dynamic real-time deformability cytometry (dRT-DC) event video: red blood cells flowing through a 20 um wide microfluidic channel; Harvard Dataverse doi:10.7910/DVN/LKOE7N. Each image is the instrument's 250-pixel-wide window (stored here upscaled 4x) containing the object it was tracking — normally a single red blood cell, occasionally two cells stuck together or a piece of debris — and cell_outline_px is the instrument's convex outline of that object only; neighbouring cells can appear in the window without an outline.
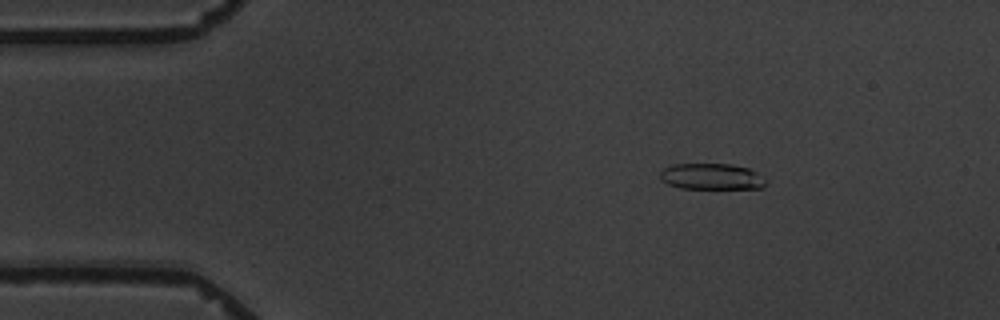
{"species": "common noctule bat (a hibernating species)", "species_latin": "Nyctalus noctula", "temperature_condition": "warm", "stored_images_in_passage": 13, "camera_frame_rate_fps": 3000, "um_per_image_px": 0.085, "animal": {"sex": "male", "body_mass_g": 19.5, "forearm_length_mm": 54.6}, "frame": {"image": 1, "passage_image": 3, "time_ms": 2.667, "image_size_px": [1000, 320], "cell_outline_px": [[768, 184], [764, 188], [680, 188], [668, 184], [660, 180], [660, 172], [664, 168], [672, 164], [732, 164], [748, 168], [756, 172], [768, 180]], "centroid_in_image_um": [60.51, 15.01], "position_along_channel_um": 24.5, "area_um2": 16.24}}
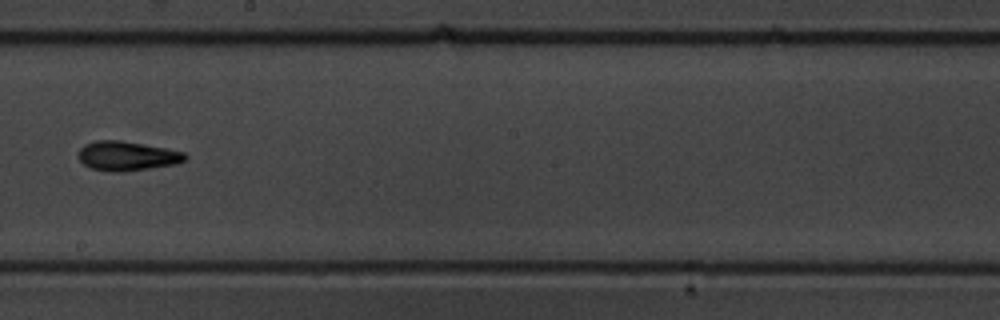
{"frame": {"image": 2, "passage_image": 9, "time_ms": 10.667, "image_size_px": [1000, 320], "cell_outline_px": [[188, 160], [176, 164], [124, 172], [116, 172], [92, 168], [84, 164], [80, 160], [80, 148], [84, 144], [96, 140], [120, 140], [164, 148], [184, 152], [188, 156]], "centroid_in_image_um": [10.84, 13.25], "position_along_channel_um": 237.4, "area_um2": 18.15}}
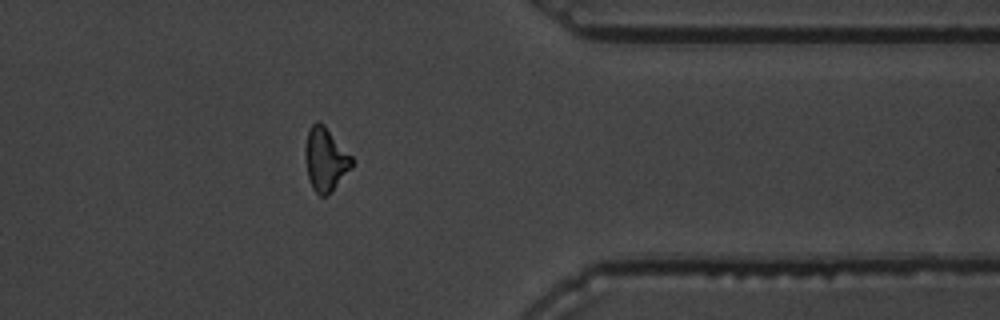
{"frame": {"image": 3, "passage_image": 13, "time_ms": 15.333, "image_size_px": [1000, 320], "cell_outline_px": [[352, 168], [324, 196], [320, 196], [312, 188], [308, 176], [304, 156], [304, 148], [308, 132], [312, 124], [316, 120], [320, 120], [324, 124], [352, 156]], "centroid_in_image_um": [27.64, 13.49], "position_along_channel_um": 383.8, "area_um2": 17.05}, "authors_computed_cell_mechanics": {"area_um2": 17.4556, "velocity_mm_per_s": 3.4579, "shape_relaxation_time_tau1_ms": 5.0249, "shape_relaxation_time_tau2_ms": 5.1067, "deformation_change_tau1": 0.1366, "deformation_change_tau2": 0.1399}}